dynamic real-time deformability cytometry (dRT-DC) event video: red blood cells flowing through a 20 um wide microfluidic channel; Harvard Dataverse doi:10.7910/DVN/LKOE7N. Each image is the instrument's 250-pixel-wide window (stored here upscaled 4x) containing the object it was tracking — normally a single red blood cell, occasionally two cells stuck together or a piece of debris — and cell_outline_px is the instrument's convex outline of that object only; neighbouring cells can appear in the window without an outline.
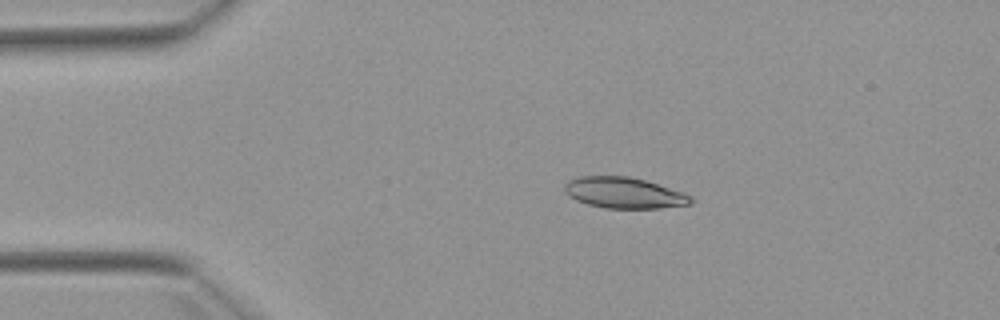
{"species": "Egyptian fruit bat (a non-hibernating species)", "species_latin": "Rousettus aegyptiacus", "temperature_condition": "warm", "stored_images_in_passage": 4, "camera_frame_rate_fps": 3000, "um_per_image_px": 0.085, "animal": {"sex": "female"}, "frame": {"image": 1, "passage_image": 2, "time_ms": 1.333, "image_size_px": [1000, 320], "cell_outline_px": [[692, 204], [660, 208], [604, 208], [588, 204], [576, 200], [568, 196], [564, 192], [564, 184], [568, 180], [580, 176], [628, 176], [644, 180], [684, 192], [692, 196]], "centroid_in_image_um": [53.03, 16.39], "position_along_channel_um": 32.0, "area_um2": 22.89}}
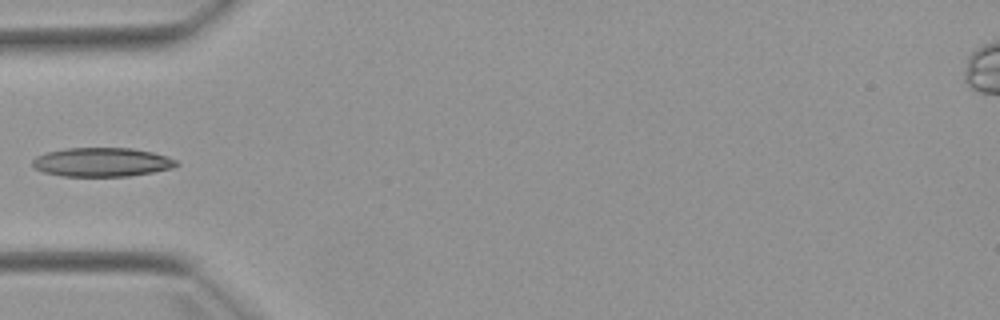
{"frame": {"image": 2, "passage_image": 4, "time_ms": 3.667, "image_size_px": [1000, 320], "cell_outline_px": [[180, 164], [172, 168], [152, 172], [128, 176], [60, 176], [44, 172], [36, 168], [32, 164], [32, 160], [36, 156], [44, 152], [64, 148], [132, 148], [152, 152], [168, 156], [176, 160]], "centroid_in_image_um": [8.65, 13.77], "position_along_channel_um": 76.4, "area_um2": 24.39}}